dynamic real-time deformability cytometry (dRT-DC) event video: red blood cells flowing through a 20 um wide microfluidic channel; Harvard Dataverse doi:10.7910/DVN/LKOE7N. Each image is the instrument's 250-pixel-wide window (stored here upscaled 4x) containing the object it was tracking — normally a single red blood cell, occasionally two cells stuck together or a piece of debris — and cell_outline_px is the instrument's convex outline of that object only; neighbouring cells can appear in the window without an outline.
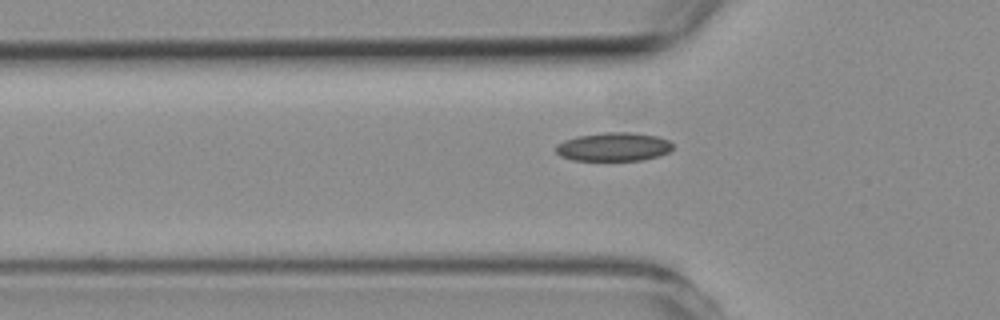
{"species": "common noctule bat (a hibernating species)", "species_latin": "Nyctalus noctula", "temperature_condition": "room temperature", "stored_images_in_passage": 2, "camera_frame_rate_fps": 3000, "um_per_image_px": 0.085, "animal": {"sex": "female", "body_mass_g": 19.3, "forearm_length_mm": 54.1}, "frame": {"image": 1, "passage_image": 2, "time_ms": 3.0, "image_size_px": [1000, 320], "cell_outline_px": [[672, 148], [668, 152], [656, 156], [640, 160], [572, 160], [560, 156], [556, 152], [556, 144], [564, 140], [580, 136], [604, 132], [628, 132], [656, 136], [668, 140], [672, 144]], "centroid_in_image_um": [52.12, 12.48], "position_along_channel_um": 73.7, "area_um2": 19.25}}